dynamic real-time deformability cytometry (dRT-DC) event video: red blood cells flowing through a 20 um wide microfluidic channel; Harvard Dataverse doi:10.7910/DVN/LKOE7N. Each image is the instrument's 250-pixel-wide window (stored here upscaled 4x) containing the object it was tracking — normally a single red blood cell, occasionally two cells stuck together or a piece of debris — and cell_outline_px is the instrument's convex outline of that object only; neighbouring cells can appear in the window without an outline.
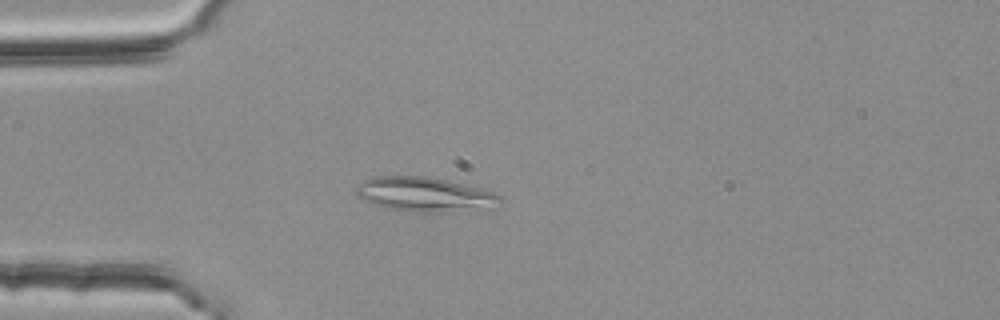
{"species": "common noctule bat (a hibernating species)", "species_latin": "Nyctalus noctula", "temperature_condition": "room temperature", "stored_images_in_passage": 3, "camera_frame_rate_fps": 3000, "um_per_image_px": 0.085, "animal": {"sex": "female", "body_mass_g": 25.1}, "frame": {"image": 1, "passage_image": 3, "time_ms": 0.667, "image_size_px": [1000, 320], "cell_outline_px": [[500, 200], [432, 212], [384, 208], [364, 200], [356, 196], [352, 188], [360, 180], [372, 176], [428, 176], [492, 192], [500, 196]], "centroid_in_image_um": [35.67, 16.44], "position_along_channel_um": 49.3, "area_um2": 26.93}}